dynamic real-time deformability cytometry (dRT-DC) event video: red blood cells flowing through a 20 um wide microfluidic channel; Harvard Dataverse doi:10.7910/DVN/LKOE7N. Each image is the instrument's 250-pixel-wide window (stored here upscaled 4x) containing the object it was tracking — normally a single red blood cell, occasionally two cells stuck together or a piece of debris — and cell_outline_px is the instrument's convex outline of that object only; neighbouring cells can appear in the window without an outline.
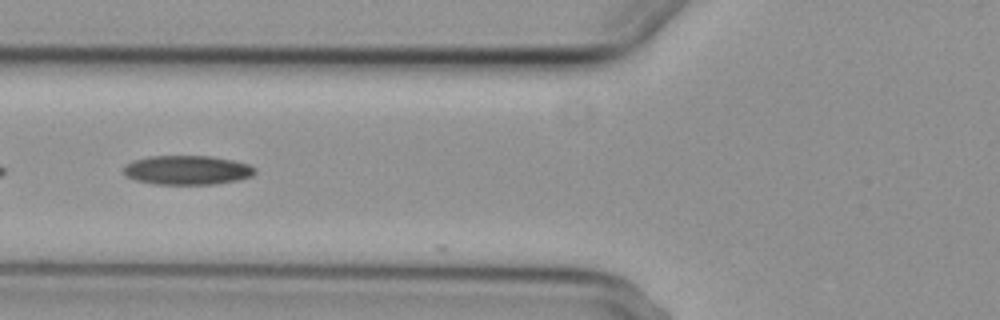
{"species": "common noctule bat (a hibernating species)", "species_latin": "Nyctalus noctula", "temperature_condition": "cold", "stored_images_in_passage": 8, "camera_frame_rate_fps": 3000, "um_per_image_px": 0.085, "animal": {"sex": "female", "body_mass_g": 29.2, "forearm_length_mm": 56.3}, "frame": {"image": 1, "passage_image": 6, "time_ms": 7.0, "image_size_px": [1000, 320], "cell_outline_px": [[256, 172], [252, 176], [240, 180], [216, 184], [156, 184], [136, 180], [128, 176], [124, 172], [124, 168], [132, 160], [148, 156], [208, 156], [232, 160], [248, 164], [256, 168]], "centroid_in_image_um": [15.95, 14.46], "position_along_channel_um": 109.8, "area_um2": 22.31}}
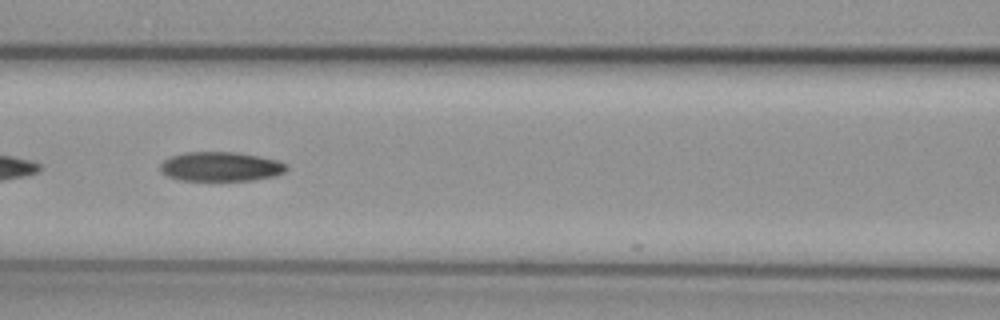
{"frame": {"image": 2, "passage_image": 7, "time_ms": 8.0, "image_size_px": [1000, 320], "cell_outline_px": [[288, 168], [284, 172], [272, 176], [252, 180], [180, 180], [168, 176], [160, 172], [160, 164], [164, 160], [172, 156], [184, 152], [236, 152], [276, 160], [288, 164]], "centroid_in_image_um": [18.73, 14.16], "position_along_channel_um": 147.9, "area_um2": 21.44}}